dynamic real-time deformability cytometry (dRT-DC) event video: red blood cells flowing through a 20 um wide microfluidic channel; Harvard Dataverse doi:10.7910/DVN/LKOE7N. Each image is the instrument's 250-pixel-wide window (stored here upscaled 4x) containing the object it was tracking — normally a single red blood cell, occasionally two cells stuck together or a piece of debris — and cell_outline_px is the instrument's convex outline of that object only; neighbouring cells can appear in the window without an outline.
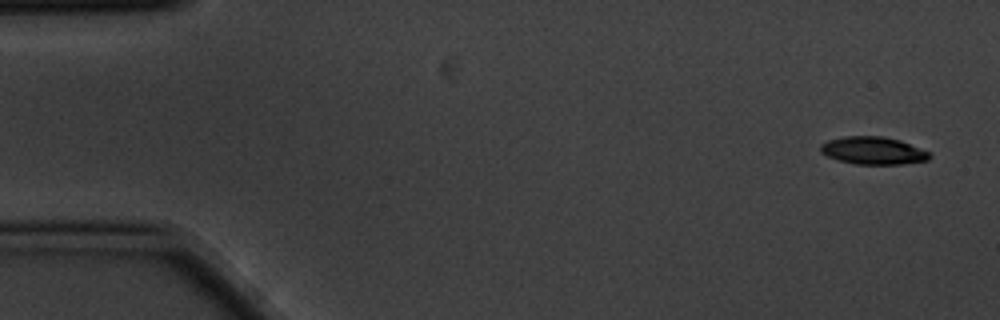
{"species": "common noctule bat (a hibernating species)", "species_latin": "Nyctalus noctula", "temperature_condition": "cold", "stored_images_in_passage": 7, "camera_frame_rate_fps": 3000, "um_per_image_px": 0.085, "animal": {"sex": "male", "body_mass_g": 20.1, "forearm_length_mm": 53.5}, "frame": {"image": 1, "passage_image": 1, "time_ms": 0.0, "image_size_px": [1000, 320], "cell_outline_px": [[932, 156], [928, 160], [900, 164], [856, 164], [840, 160], [828, 156], [820, 152], [820, 144], [828, 140], [844, 136], [884, 136], [900, 140], [928, 152]], "centroid_in_image_um": [74.2, 12.79], "position_along_channel_um": 10.8, "area_um2": 17.4}}
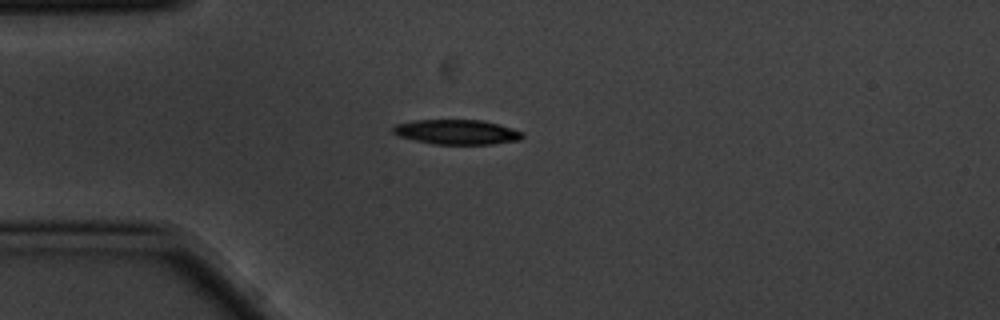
{"frame": {"image": 2, "passage_image": 4, "time_ms": 1.0, "image_size_px": [1000, 320], "cell_outline_px": [[524, 136], [520, 140], [492, 144], [432, 144], [396, 136], [392, 132], [392, 128], [396, 124], [412, 120], [480, 120], [512, 128], [524, 132]], "centroid_in_image_um": [38.79, 11.22], "position_along_channel_um": 46.2, "area_um2": 18.79}}